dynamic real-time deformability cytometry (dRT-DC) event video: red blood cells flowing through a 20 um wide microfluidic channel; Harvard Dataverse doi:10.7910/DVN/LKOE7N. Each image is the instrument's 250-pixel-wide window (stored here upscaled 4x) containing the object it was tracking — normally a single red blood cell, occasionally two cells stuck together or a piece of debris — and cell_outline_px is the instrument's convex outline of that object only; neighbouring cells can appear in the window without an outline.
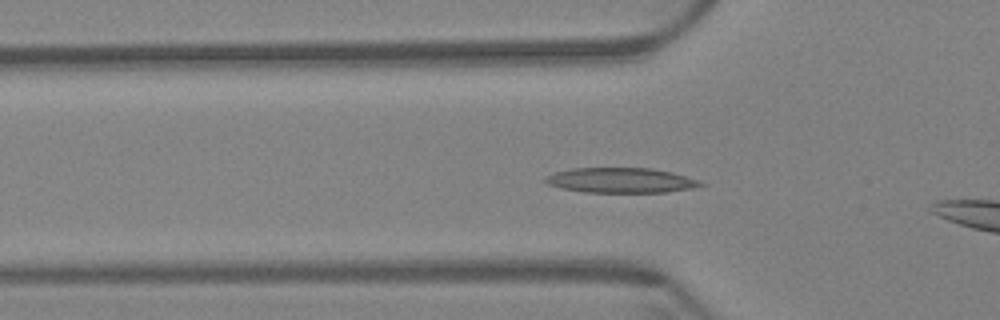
{"species": "Egyptian fruit bat (a non-hibernating species)", "species_latin": "Rousettus aegyptiacus", "temperature_condition": "warm", "stored_images_in_passage": 10, "camera_frame_rate_fps": 3000, "um_per_image_px": 0.085, "animal": {"sex": "female"}, "frame": {"image": 1, "passage_image": 7, "time_ms": 2.0, "image_size_px": [1000, 320], "cell_outline_px": [[704, 184], [692, 188], [664, 192], [584, 192], [560, 188], [548, 184], [544, 180], [544, 176], [556, 172], [572, 168], [652, 168], [672, 172], [700, 180]], "centroid_in_image_um": [52.75, 15.32], "position_along_channel_um": 73.1, "area_um2": 22.6}}